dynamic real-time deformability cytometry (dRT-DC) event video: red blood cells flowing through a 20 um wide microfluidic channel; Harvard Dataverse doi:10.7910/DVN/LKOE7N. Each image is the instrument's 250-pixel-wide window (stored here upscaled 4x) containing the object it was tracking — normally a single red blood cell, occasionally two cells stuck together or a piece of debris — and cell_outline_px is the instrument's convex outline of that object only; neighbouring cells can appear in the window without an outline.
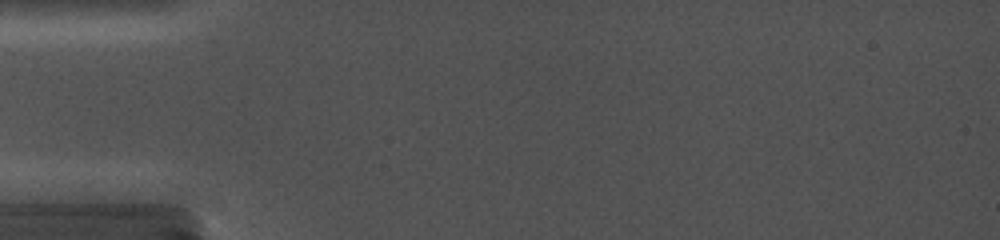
{"species": "common noctule bat (a hibernating species)", "species_latin": "Nyctalus noctula", "temperature_condition": "cold", "stored_images_in_passage": 3, "camera_frame_rate_fps": 5000, "um_per_image_px": 0.085, "animal": {"sex": "female", "body_mass_g": 19.0, "forearm_length_mm": 56.7}, "frame": {"image": 1, "passage_image": 2, "time_ms": 0.6, "image_size_px": [1000, 240], "cell_outline_px": [[796, 100], [748, 100], [664, 92], [636, 88], [632, 76], [780, 92], [796, 96]], "centroid_in_image_um": [60.22, 7.65], "position_along_channel_um": 24.8, "area_um2": 12.83}}